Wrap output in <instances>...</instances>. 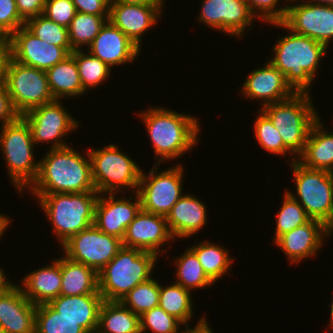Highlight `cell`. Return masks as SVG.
<instances>
[{"instance_id":"cell-6","label":"cell","mask_w":333,"mask_h":333,"mask_svg":"<svg viewBox=\"0 0 333 333\" xmlns=\"http://www.w3.org/2000/svg\"><path fill=\"white\" fill-rule=\"evenodd\" d=\"M310 96L295 93L289 99L259 108L278 129L294 161L302 154L311 127L320 118Z\"/></svg>"},{"instance_id":"cell-37","label":"cell","mask_w":333,"mask_h":333,"mask_svg":"<svg viewBox=\"0 0 333 333\" xmlns=\"http://www.w3.org/2000/svg\"><path fill=\"white\" fill-rule=\"evenodd\" d=\"M159 293L160 284L151 277L129 291L120 302L133 313L140 316L144 312L159 306Z\"/></svg>"},{"instance_id":"cell-55","label":"cell","mask_w":333,"mask_h":333,"mask_svg":"<svg viewBox=\"0 0 333 333\" xmlns=\"http://www.w3.org/2000/svg\"><path fill=\"white\" fill-rule=\"evenodd\" d=\"M0 333H6L1 326H0Z\"/></svg>"},{"instance_id":"cell-13","label":"cell","mask_w":333,"mask_h":333,"mask_svg":"<svg viewBox=\"0 0 333 333\" xmlns=\"http://www.w3.org/2000/svg\"><path fill=\"white\" fill-rule=\"evenodd\" d=\"M60 100H54L34 109L22 117L29 124L35 145L50 143V149L68 146L63 138L79 127L78 121L63 107Z\"/></svg>"},{"instance_id":"cell-40","label":"cell","mask_w":333,"mask_h":333,"mask_svg":"<svg viewBox=\"0 0 333 333\" xmlns=\"http://www.w3.org/2000/svg\"><path fill=\"white\" fill-rule=\"evenodd\" d=\"M25 26L40 40L55 46L71 47L68 28L38 15L25 22Z\"/></svg>"},{"instance_id":"cell-38","label":"cell","mask_w":333,"mask_h":333,"mask_svg":"<svg viewBox=\"0 0 333 333\" xmlns=\"http://www.w3.org/2000/svg\"><path fill=\"white\" fill-rule=\"evenodd\" d=\"M311 218L304 208L287 191L283 194V202L276 215V227L273 242L281 235L305 223Z\"/></svg>"},{"instance_id":"cell-39","label":"cell","mask_w":333,"mask_h":333,"mask_svg":"<svg viewBox=\"0 0 333 333\" xmlns=\"http://www.w3.org/2000/svg\"><path fill=\"white\" fill-rule=\"evenodd\" d=\"M258 114L256 120H254L253 129L259 145L265 151L274 155L285 156L290 153L291 157L294 156L284 146L283 139L271 120L261 110H259Z\"/></svg>"},{"instance_id":"cell-10","label":"cell","mask_w":333,"mask_h":333,"mask_svg":"<svg viewBox=\"0 0 333 333\" xmlns=\"http://www.w3.org/2000/svg\"><path fill=\"white\" fill-rule=\"evenodd\" d=\"M2 82L20 116L55 100L49 89L46 71L22 65L11 58L7 62Z\"/></svg>"},{"instance_id":"cell-1","label":"cell","mask_w":333,"mask_h":333,"mask_svg":"<svg viewBox=\"0 0 333 333\" xmlns=\"http://www.w3.org/2000/svg\"><path fill=\"white\" fill-rule=\"evenodd\" d=\"M85 153H79L70 145L49 148L39 160L36 179L28 187L29 194L96 192L88 150Z\"/></svg>"},{"instance_id":"cell-27","label":"cell","mask_w":333,"mask_h":333,"mask_svg":"<svg viewBox=\"0 0 333 333\" xmlns=\"http://www.w3.org/2000/svg\"><path fill=\"white\" fill-rule=\"evenodd\" d=\"M320 119L312 125L297 161L309 169L333 173V131L328 132Z\"/></svg>"},{"instance_id":"cell-11","label":"cell","mask_w":333,"mask_h":333,"mask_svg":"<svg viewBox=\"0 0 333 333\" xmlns=\"http://www.w3.org/2000/svg\"><path fill=\"white\" fill-rule=\"evenodd\" d=\"M160 164L155 163L149 174L141 172L137 193L142 210L166 217L183 196L182 164H176L159 173Z\"/></svg>"},{"instance_id":"cell-44","label":"cell","mask_w":333,"mask_h":333,"mask_svg":"<svg viewBox=\"0 0 333 333\" xmlns=\"http://www.w3.org/2000/svg\"><path fill=\"white\" fill-rule=\"evenodd\" d=\"M25 25L20 17L15 0H0V35L9 37Z\"/></svg>"},{"instance_id":"cell-12","label":"cell","mask_w":333,"mask_h":333,"mask_svg":"<svg viewBox=\"0 0 333 333\" xmlns=\"http://www.w3.org/2000/svg\"><path fill=\"white\" fill-rule=\"evenodd\" d=\"M123 247L122 240L105 234L94 224L73 235L61 248L69 259L99 272Z\"/></svg>"},{"instance_id":"cell-31","label":"cell","mask_w":333,"mask_h":333,"mask_svg":"<svg viewBox=\"0 0 333 333\" xmlns=\"http://www.w3.org/2000/svg\"><path fill=\"white\" fill-rule=\"evenodd\" d=\"M189 248L196 254L198 261L203 267L206 275L216 283L223 275H227L229 268H231V263L233 259L229 256V251L217 245V243H212L208 241H202L196 243Z\"/></svg>"},{"instance_id":"cell-16","label":"cell","mask_w":333,"mask_h":333,"mask_svg":"<svg viewBox=\"0 0 333 333\" xmlns=\"http://www.w3.org/2000/svg\"><path fill=\"white\" fill-rule=\"evenodd\" d=\"M201 8L196 20L231 37L243 36L256 18L246 0H203Z\"/></svg>"},{"instance_id":"cell-15","label":"cell","mask_w":333,"mask_h":333,"mask_svg":"<svg viewBox=\"0 0 333 333\" xmlns=\"http://www.w3.org/2000/svg\"><path fill=\"white\" fill-rule=\"evenodd\" d=\"M287 5V13L282 22L292 32L307 36L324 44L327 48L333 40V6L303 3Z\"/></svg>"},{"instance_id":"cell-50","label":"cell","mask_w":333,"mask_h":333,"mask_svg":"<svg viewBox=\"0 0 333 333\" xmlns=\"http://www.w3.org/2000/svg\"><path fill=\"white\" fill-rule=\"evenodd\" d=\"M110 2H119L135 5H163L165 0H111Z\"/></svg>"},{"instance_id":"cell-17","label":"cell","mask_w":333,"mask_h":333,"mask_svg":"<svg viewBox=\"0 0 333 333\" xmlns=\"http://www.w3.org/2000/svg\"><path fill=\"white\" fill-rule=\"evenodd\" d=\"M132 196L117 199L115 193L99 194L93 224L105 234L122 240L128 225L142 209L139 194L134 192Z\"/></svg>"},{"instance_id":"cell-18","label":"cell","mask_w":333,"mask_h":333,"mask_svg":"<svg viewBox=\"0 0 333 333\" xmlns=\"http://www.w3.org/2000/svg\"><path fill=\"white\" fill-rule=\"evenodd\" d=\"M175 240L170 232L166 217L144 210L136 215L128 225L122 244L124 247L137 248L160 255V248Z\"/></svg>"},{"instance_id":"cell-43","label":"cell","mask_w":333,"mask_h":333,"mask_svg":"<svg viewBox=\"0 0 333 333\" xmlns=\"http://www.w3.org/2000/svg\"><path fill=\"white\" fill-rule=\"evenodd\" d=\"M75 14L76 8L72 0H46L42 15L68 28Z\"/></svg>"},{"instance_id":"cell-14","label":"cell","mask_w":333,"mask_h":333,"mask_svg":"<svg viewBox=\"0 0 333 333\" xmlns=\"http://www.w3.org/2000/svg\"><path fill=\"white\" fill-rule=\"evenodd\" d=\"M8 39L11 59L44 71L63 61L74 51L71 47L55 46L40 40L25 25L13 32Z\"/></svg>"},{"instance_id":"cell-28","label":"cell","mask_w":333,"mask_h":333,"mask_svg":"<svg viewBox=\"0 0 333 333\" xmlns=\"http://www.w3.org/2000/svg\"><path fill=\"white\" fill-rule=\"evenodd\" d=\"M86 294H100L98 272L83 263L73 261L65 255L62 256L60 295Z\"/></svg>"},{"instance_id":"cell-48","label":"cell","mask_w":333,"mask_h":333,"mask_svg":"<svg viewBox=\"0 0 333 333\" xmlns=\"http://www.w3.org/2000/svg\"><path fill=\"white\" fill-rule=\"evenodd\" d=\"M10 58V44L7 36L0 35V82L3 81L6 65Z\"/></svg>"},{"instance_id":"cell-30","label":"cell","mask_w":333,"mask_h":333,"mask_svg":"<svg viewBox=\"0 0 333 333\" xmlns=\"http://www.w3.org/2000/svg\"><path fill=\"white\" fill-rule=\"evenodd\" d=\"M96 333H141L140 316L120 301H103Z\"/></svg>"},{"instance_id":"cell-45","label":"cell","mask_w":333,"mask_h":333,"mask_svg":"<svg viewBox=\"0 0 333 333\" xmlns=\"http://www.w3.org/2000/svg\"><path fill=\"white\" fill-rule=\"evenodd\" d=\"M19 116L12 105L6 85L0 82V128L15 121Z\"/></svg>"},{"instance_id":"cell-46","label":"cell","mask_w":333,"mask_h":333,"mask_svg":"<svg viewBox=\"0 0 333 333\" xmlns=\"http://www.w3.org/2000/svg\"><path fill=\"white\" fill-rule=\"evenodd\" d=\"M110 1L111 0H72L76 12L96 16H109Z\"/></svg>"},{"instance_id":"cell-23","label":"cell","mask_w":333,"mask_h":333,"mask_svg":"<svg viewBox=\"0 0 333 333\" xmlns=\"http://www.w3.org/2000/svg\"><path fill=\"white\" fill-rule=\"evenodd\" d=\"M36 308L13 283L0 294V326L6 333H35Z\"/></svg>"},{"instance_id":"cell-42","label":"cell","mask_w":333,"mask_h":333,"mask_svg":"<svg viewBox=\"0 0 333 333\" xmlns=\"http://www.w3.org/2000/svg\"><path fill=\"white\" fill-rule=\"evenodd\" d=\"M250 11L266 23H282L286 17L287 4L279 7L280 0H246ZM278 5V6H277Z\"/></svg>"},{"instance_id":"cell-34","label":"cell","mask_w":333,"mask_h":333,"mask_svg":"<svg viewBox=\"0 0 333 333\" xmlns=\"http://www.w3.org/2000/svg\"><path fill=\"white\" fill-rule=\"evenodd\" d=\"M109 16H96L76 12L68 26L69 41L73 50H83L88 47L100 32ZM83 46V47H82Z\"/></svg>"},{"instance_id":"cell-35","label":"cell","mask_w":333,"mask_h":333,"mask_svg":"<svg viewBox=\"0 0 333 333\" xmlns=\"http://www.w3.org/2000/svg\"><path fill=\"white\" fill-rule=\"evenodd\" d=\"M71 54L75 57L80 81L86 93L88 89L99 87L111 75L110 67L89 52L74 50Z\"/></svg>"},{"instance_id":"cell-19","label":"cell","mask_w":333,"mask_h":333,"mask_svg":"<svg viewBox=\"0 0 333 333\" xmlns=\"http://www.w3.org/2000/svg\"><path fill=\"white\" fill-rule=\"evenodd\" d=\"M263 67L256 68L250 72L244 81L241 93L252 101L261 100L264 106L289 99L296 92L287 83L282 72L266 61Z\"/></svg>"},{"instance_id":"cell-4","label":"cell","mask_w":333,"mask_h":333,"mask_svg":"<svg viewBox=\"0 0 333 333\" xmlns=\"http://www.w3.org/2000/svg\"><path fill=\"white\" fill-rule=\"evenodd\" d=\"M152 252L122 247L98 272L99 293L105 301H121L138 284L149 280L158 262Z\"/></svg>"},{"instance_id":"cell-53","label":"cell","mask_w":333,"mask_h":333,"mask_svg":"<svg viewBox=\"0 0 333 333\" xmlns=\"http://www.w3.org/2000/svg\"><path fill=\"white\" fill-rule=\"evenodd\" d=\"M302 1L304 2V0H301V2ZM306 3H313V4L333 6V0H312V1L309 0Z\"/></svg>"},{"instance_id":"cell-21","label":"cell","mask_w":333,"mask_h":333,"mask_svg":"<svg viewBox=\"0 0 333 333\" xmlns=\"http://www.w3.org/2000/svg\"><path fill=\"white\" fill-rule=\"evenodd\" d=\"M163 7L110 2L109 21L141 49L144 33L156 25Z\"/></svg>"},{"instance_id":"cell-51","label":"cell","mask_w":333,"mask_h":333,"mask_svg":"<svg viewBox=\"0 0 333 333\" xmlns=\"http://www.w3.org/2000/svg\"><path fill=\"white\" fill-rule=\"evenodd\" d=\"M4 271L5 270L0 267V294L13 284V282H10L7 278V275L4 274Z\"/></svg>"},{"instance_id":"cell-22","label":"cell","mask_w":333,"mask_h":333,"mask_svg":"<svg viewBox=\"0 0 333 333\" xmlns=\"http://www.w3.org/2000/svg\"><path fill=\"white\" fill-rule=\"evenodd\" d=\"M140 51L141 49L109 20L101 28L87 50L110 68L132 63L137 59Z\"/></svg>"},{"instance_id":"cell-36","label":"cell","mask_w":333,"mask_h":333,"mask_svg":"<svg viewBox=\"0 0 333 333\" xmlns=\"http://www.w3.org/2000/svg\"><path fill=\"white\" fill-rule=\"evenodd\" d=\"M35 333H87L77 322L61 316L48 303L37 305Z\"/></svg>"},{"instance_id":"cell-5","label":"cell","mask_w":333,"mask_h":333,"mask_svg":"<svg viewBox=\"0 0 333 333\" xmlns=\"http://www.w3.org/2000/svg\"><path fill=\"white\" fill-rule=\"evenodd\" d=\"M52 224L62 246L73 235L94 223L98 192L32 194Z\"/></svg>"},{"instance_id":"cell-33","label":"cell","mask_w":333,"mask_h":333,"mask_svg":"<svg viewBox=\"0 0 333 333\" xmlns=\"http://www.w3.org/2000/svg\"><path fill=\"white\" fill-rule=\"evenodd\" d=\"M176 264V283L183 288L194 291L211 287L215 283L206 275L196 254L187 247L183 254L173 259Z\"/></svg>"},{"instance_id":"cell-20","label":"cell","mask_w":333,"mask_h":333,"mask_svg":"<svg viewBox=\"0 0 333 333\" xmlns=\"http://www.w3.org/2000/svg\"><path fill=\"white\" fill-rule=\"evenodd\" d=\"M331 235V229L323 222L310 219L307 223L284 233L273 243L287 256L290 264L300 263L315 256L324 245V237Z\"/></svg>"},{"instance_id":"cell-3","label":"cell","mask_w":333,"mask_h":333,"mask_svg":"<svg viewBox=\"0 0 333 333\" xmlns=\"http://www.w3.org/2000/svg\"><path fill=\"white\" fill-rule=\"evenodd\" d=\"M271 24L287 29L289 34L279 37L272 48L274 55L268 61L282 72L296 93H310L311 83L327 53V47L307 36L292 32L283 23Z\"/></svg>"},{"instance_id":"cell-7","label":"cell","mask_w":333,"mask_h":333,"mask_svg":"<svg viewBox=\"0 0 333 333\" xmlns=\"http://www.w3.org/2000/svg\"><path fill=\"white\" fill-rule=\"evenodd\" d=\"M34 145L29 124L22 116L0 129V148L9 180L22 194L36 179L39 169V160L34 159Z\"/></svg>"},{"instance_id":"cell-54","label":"cell","mask_w":333,"mask_h":333,"mask_svg":"<svg viewBox=\"0 0 333 333\" xmlns=\"http://www.w3.org/2000/svg\"><path fill=\"white\" fill-rule=\"evenodd\" d=\"M330 327H332L331 329H333V299H332V303H331V305H330Z\"/></svg>"},{"instance_id":"cell-52","label":"cell","mask_w":333,"mask_h":333,"mask_svg":"<svg viewBox=\"0 0 333 333\" xmlns=\"http://www.w3.org/2000/svg\"><path fill=\"white\" fill-rule=\"evenodd\" d=\"M9 219L10 218H8V215L6 216V214L4 215L0 213V239L4 234V231L6 232V230L8 229L7 227H9L11 224V219Z\"/></svg>"},{"instance_id":"cell-9","label":"cell","mask_w":333,"mask_h":333,"mask_svg":"<svg viewBox=\"0 0 333 333\" xmlns=\"http://www.w3.org/2000/svg\"><path fill=\"white\" fill-rule=\"evenodd\" d=\"M296 185V199L311 219L323 222L333 233V173L309 169L297 160H289Z\"/></svg>"},{"instance_id":"cell-8","label":"cell","mask_w":333,"mask_h":333,"mask_svg":"<svg viewBox=\"0 0 333 333\" xmlns=\"http://www.w3.org/2000/svg\"><path fill=\"white\" fill-rule=\"evenodd\" d=\"M110 143L100 149L88 150L91 159L92 181L99 194L122 192L132 188L137 192L142 169L136 161Z\"/></svg>"},{"instance_id":"cell-24","label":"cell","mask_w":333,"mask_h":333,"mask_svg":"<svg viewBox=\"0 0 333 333\" xmlns=\"http://www.w3.org/2000/svg\"><path fill=\"white\" fill-rule=\"evenodd\" d=\"M195 195L184 194L166 216L170 232L175 239L190 238L207 223V209Z\"/></svg>"},{"instance_id":"cell-47","label":"cell","mask_w":333,"mask_h":333,"mask_svg":"<svg viewBox=\"0 0 333 333\" xmlns=\"http://www.w3.org/2000/svg\"><path fill=\"white\" fill-rule=\"evenodd\" d=\"M20 17L28 19L42 15L46 0H15Z\"/></svg>"},{"instance_id":"cell-25","label":"cell","mask_w":333,"mask_h":333,"mask_svg":"<svg viewBox=\"0 0 333 333\" xmlns=\"http://www.w3.org/2000/svg\"><path fill=\"white\" fill-rule=\"evenodd\" d=\"M103 301L101 294L59 295L48 304L61 316L77 322L87 333H96Z\"/></svg>"},{"instance_id":"cell-49","label":"cell","mask_w":333,"mask_h":333,"mask_svg":"<svg viewBox=\"0 0 333 333\" xmlns=\"http://www.w3.org/2000/svg\"><path fill=\"white\" fill-rule=\"evenodd\" d=\"M199 319L200 320H198L196 326H193V328H189V326L187 325L182 333H213V331L211 330L212 328L209 327L210 324L207 321L208 319L202 316Z\"/></svg>"},{"instance_id":"cell-2","label":"cell","mask_w":333,"mask_h":333,"mask_svg":"<svg viewBox=\"0 0 333 333\" xmlns=\"http://www.w3.org/2000/svg\"><path fill=\"white\" fill-rule=\"evenodd\" d=\"M154 148L155 161L175 160L198 144L199 120L165 107H151L139 113Z\"/></svg>"},{"instance_id":"cell-32","label":"cell","mask_w":333,"mask_h":333,"mask_svg":"<svg viewBox=\"0 0 333 333\" xmlns=\"http://www.w3.org/2000/svg\"><path fill=\"white\" fill-rule=\"evenodd\" d=\"M171 282L168 286L160 285L159 306L170 315L175 316L185 326L193 318V300L189 290L178 283Z\"/></svg>"},{"instance_id":"cell-26","label":"cell","mask_w":333,"mask_h":333,"mask_svg":"<svg viewBox=\"0 0 333 333\" xmlns=\"http://www.w3.org/2000/svg\"><path fill=\"white\" fill-rule=\"evenodd\" d=\"M22 285L24 296L34 305L46 304L57 298L61 290V257L48 266L29 272Z\"/></svg>"},{"instance_id":"cell-41","label":"cell","mask_w":333,"mask_h":333,"mask_svg":"<svg viewBox=\"0 0 333 333\" xmlns=\"http://www.w3.org/2000/svg\"><path fill=\"white\" fill-rule=\"evenodd\" d=\"M184 324L175 316L167 314L160 306L140 315V332L146 333H180V326ZM182 333V332H181Z\"/></svg>"},{"instance_id":"cell-29","label":"cell","mask_w":333,"mask_h":333,"mask_svg":"<svg viewBox=\"0 0 333 333\" xmlns=\"http://www.w3.org/2000/svg\"><path fill=\"white\" fill-rule=\"evenodd\" d=\"M50 92L55 100L86 95L80 81L75 57L70 54L46 71ZM67 96V97H66Z\"/></svg>"}]
</instances>
